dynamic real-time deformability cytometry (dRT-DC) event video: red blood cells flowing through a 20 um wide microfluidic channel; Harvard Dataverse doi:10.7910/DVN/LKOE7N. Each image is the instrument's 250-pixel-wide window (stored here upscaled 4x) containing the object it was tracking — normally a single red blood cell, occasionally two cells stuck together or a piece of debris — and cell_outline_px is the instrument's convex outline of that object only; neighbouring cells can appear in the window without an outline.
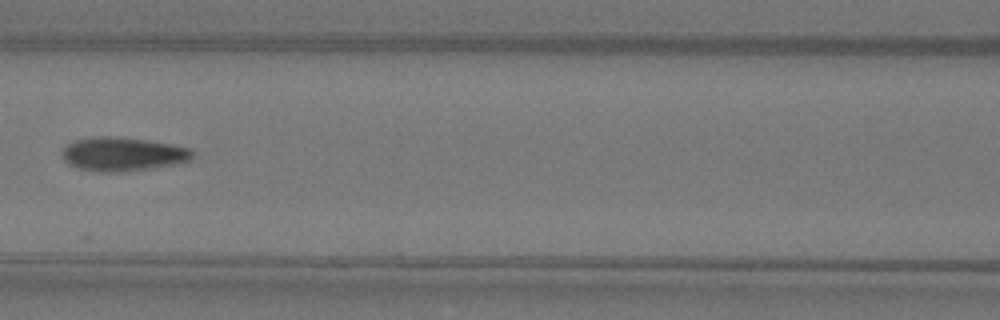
{"species": "Egyptian fruit bat (a non-hibernating species)", "species_latin": "Rousettus aegyptiacus", "temperature_condition": "warm", "stored_images_in_passage": 6, "camera_frame_rate_fps": 3000, "um_per_image_px": 0.085, "animal": {"sex": "female"}, "frame": {"image": 1, "passage_image": 5, "time_ms": 1.333, "image_size_px": [1000, 320], "cell_outline_px": [[192, 160], [176, 164], [152, 168], [120, 172], [96, 172], [76, 168], [68, 164], [64, 160], [64, 148], [68, 144], [76, 140], [96, 136], [120, 136], [148, 140], [172, 144], [192, 148]], "centroid_in_image_um": [10.46, 13.1], "position_along_channel_um": 156.1, "area_um2": 25.89}}